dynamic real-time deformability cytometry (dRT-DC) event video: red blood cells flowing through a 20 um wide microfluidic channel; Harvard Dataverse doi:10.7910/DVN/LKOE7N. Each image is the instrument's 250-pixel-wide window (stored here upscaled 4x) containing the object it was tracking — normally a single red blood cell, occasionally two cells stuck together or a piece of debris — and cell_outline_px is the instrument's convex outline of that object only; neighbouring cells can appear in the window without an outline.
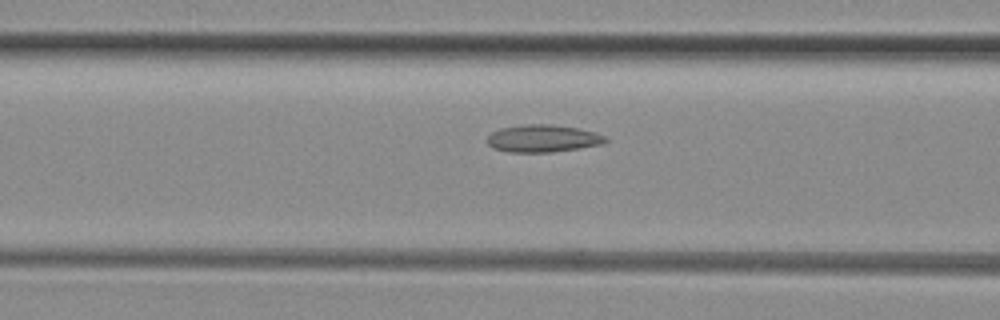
{"species": "common noctule bat (a hibernating species)", "species_latin": "Nyctalus noctula", "temperature_condition": "room temperature", "stored_images_in_passage": 13, "camera_frame_rate_fps": 3000, "um_per_image_px": 0.085, "animal": {"sex": "female", "body_mass_g": 29.2, "forearm_length_mm": 56.3}, "frame": {"image": 1, "passage_image": 11, "time_ms": 3.333, "image_size_px": [1000, 320], "cell_outline_px": [[608, 140], [604, 144], [580, 148], [552, 152], [508, 152], [492, 148], [488, 144], [488, 136], [492, 132], [500, 128], [524, 124], [552, 124], [576, 128], [596, 132], [604, 136]], "centroid_in_image_um": [46.14, 11.77], "position_along_channel_um": 120.5, "area_um2": 18.96}}